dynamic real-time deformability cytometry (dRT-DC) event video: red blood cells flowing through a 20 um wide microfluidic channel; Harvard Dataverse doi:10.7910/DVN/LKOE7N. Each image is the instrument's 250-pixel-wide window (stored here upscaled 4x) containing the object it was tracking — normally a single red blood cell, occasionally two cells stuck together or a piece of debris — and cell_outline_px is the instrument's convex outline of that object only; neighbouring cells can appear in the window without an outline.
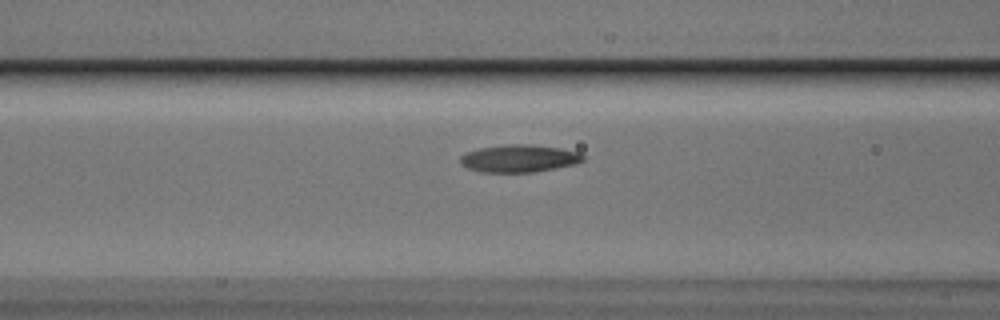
{"species": "Egyptian fruit bat (a non-hibernating species)", "species_latin": "Rousettus aegyptiacus", "temperature_condition": "cold", "stored_images_in_passage": 8, "camera_frame_rate_fps": 3000, "um_per_image_px": 0.085, "animal": {"sex": "male"}, "frame": {"image": 1, "passage_image": 6, "time_ms": 7.0, "image_size_px": [1000, 320], "cell_outline_px": [[584, 160], [576, 164], [556, 168], [532, 172], [480, 172], [468, 168], [460, 164], [460, 156], [468, 152], [480, 148], [504, 144], [532, 144], [560, 148], [580, 152], [584, 156]], "centroid_in_image_um": [44.14, 13.46], "position_along_channel_um": 122.5, "area_um2": 19.77}}
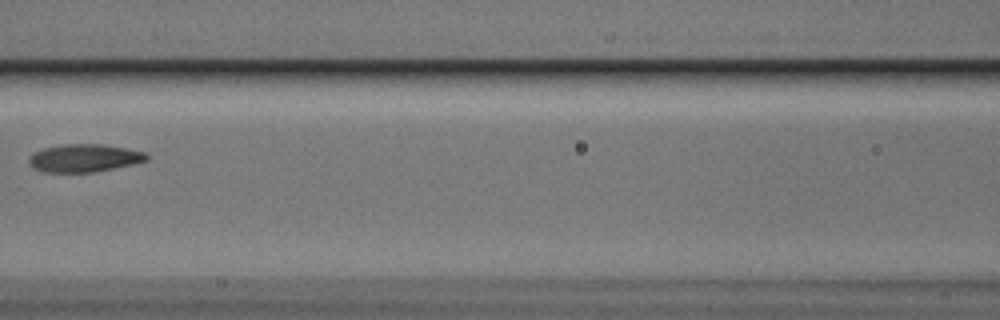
{"frame": {"image": 2, "passage_image": 7, "time_ms": 8.0, "image_size_px": [1000, 320], "cell_outline_px": [[148, 160], [132, 164], [92, 172], [44, 172], [32, 168], [28, 160], [28, 156], [32, 152], [44, 148], [64, 144], [100, 144], [124, 148], [144, 152], [148, 156]], "centroid_in_image_um": [7.09, 13.43], "position_along_channel_um": 159.5, "area_um2": 18.96}}